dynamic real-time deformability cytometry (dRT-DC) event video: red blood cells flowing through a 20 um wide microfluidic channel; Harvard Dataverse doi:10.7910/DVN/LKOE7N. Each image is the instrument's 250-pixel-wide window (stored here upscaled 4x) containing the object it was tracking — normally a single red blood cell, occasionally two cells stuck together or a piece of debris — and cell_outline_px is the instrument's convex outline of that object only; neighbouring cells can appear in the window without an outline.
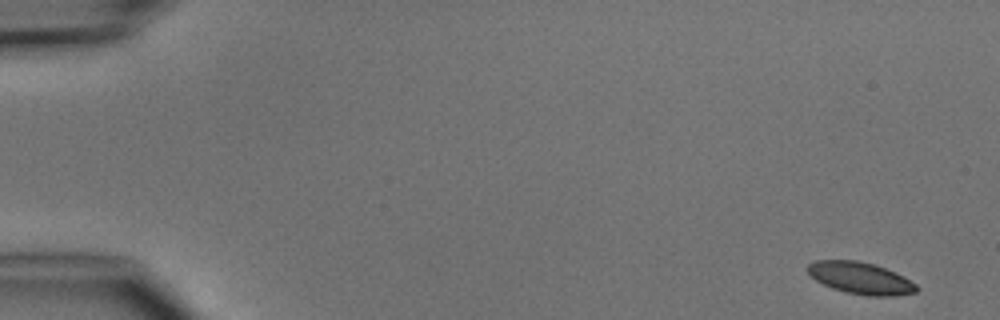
{"species": "common noctule bat (a hibernating species)", "species_latin": "Nyctalus noctula", "temperature_condition": "cold", "stored_images_in_passage": 5, "camera_frame_rate_fps": 3000, "um_per_image_px": 0.085, "animal": {"sex": "male", "body_mass_g": 15.6}, "frame": {"image": 1, "passage_image": 1, "time_ms": 0.0, "image_size_px": [1000, 320], "cell_outline_px": [[920, 288], [916, 292], [892, 296], [868, 296], [848, 292], [832, 288], [816, 280], [808, 272], [808, 264], [816, 260], [856, 260], [872, 264], [884, 268], [916, 284]], "centroid_in_image_um": [73.12, 23.64], "position_along_channel_um": 11.9, "area_um2": 19.77}}